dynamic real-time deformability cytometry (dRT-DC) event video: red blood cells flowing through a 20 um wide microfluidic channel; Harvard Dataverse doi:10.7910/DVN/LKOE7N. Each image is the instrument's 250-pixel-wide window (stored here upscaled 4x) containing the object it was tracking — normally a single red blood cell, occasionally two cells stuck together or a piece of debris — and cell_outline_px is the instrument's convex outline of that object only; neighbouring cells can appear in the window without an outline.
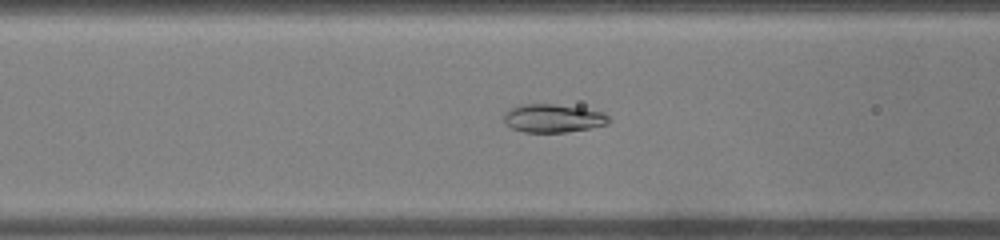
{"species": "common noctule bat (a hibernating species)", "species_latin": "Nyctalus noctula", "temperature_condition": "warm", "stored_images_in_passage": 39, "camera_frame_rate_fps": 3000, "um_per_image_px": 0.085, "animal": {"sex": "male", "body_mass_g": 19.0, "forearm_length_mm": 50.8}, "frame": {"image": 1, "passage_image": 19, "time_ms": 6.0, "image_size_px": [1000, 240], "cell_outline_px": [[612, 120], [608, 124], [592, 128], [564, 132], [524, 132], [512, 128], [504, 120], [504, 112], [520, 104], [552, 104], [580, 108], [604, 112]], "centroid_in_image_um": [47.04, 10.06], "position_along_channel_um": 119.6, "area_um2": 17.22}}
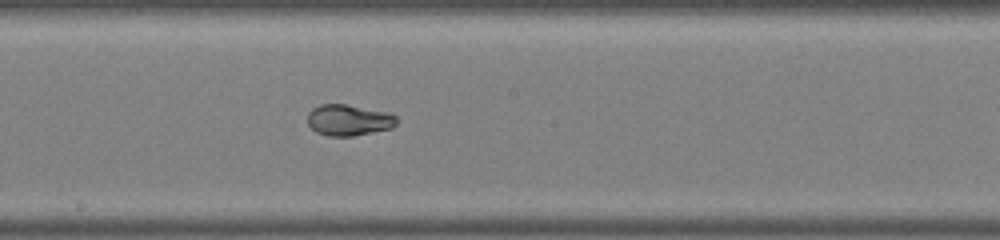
{"frame": {"image": 2, "passage_image": 26, "time_ms": 8.333, "image_size_px": [1000, 240], "cell_outline_px": [[396, 124], [392, 128], [352, 136], [328, 136], [316, 132], [308, 124], [308, 112], [312, 108], [320, 104], [344, 104], [388, 112], [396, 116]], "centroid_in_image_um": [29.62, 10.2], "position_along_channel_um": 218.6, "area_um2": 16.13}}
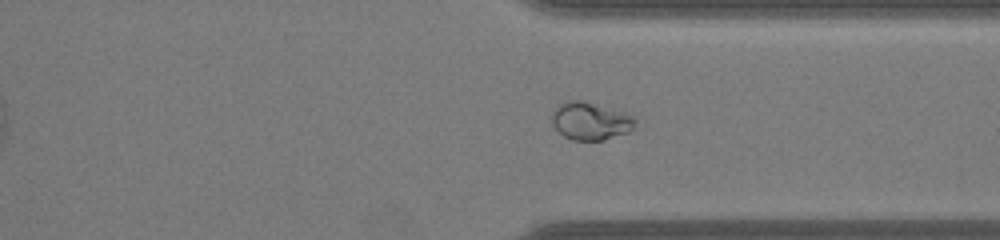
{"frame": {"image": 3, "passage_image": 36, "time_ms": 11.667, "image_size_px": [1000, 240], "cell_outline_px": [[636, 128], [628, 132], [604, 140], [572, 140], [564, 136], [552, 124], [552, 112], [560, 104], [568, 100], [580, 100], [624, 112], [636, 116]], "centroid_in_image_um": [50.23, 10.29], "position_along_channel_um": 361.2, "area_um2": 18.32}}